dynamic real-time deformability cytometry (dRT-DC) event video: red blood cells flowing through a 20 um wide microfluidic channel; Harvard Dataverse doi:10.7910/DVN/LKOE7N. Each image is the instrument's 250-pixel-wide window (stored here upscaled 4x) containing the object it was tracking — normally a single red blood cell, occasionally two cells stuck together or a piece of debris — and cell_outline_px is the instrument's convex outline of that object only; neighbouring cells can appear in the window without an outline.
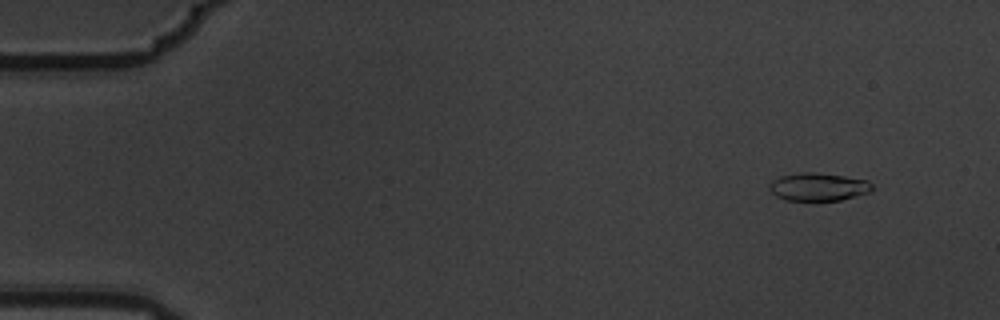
{"species": "common noctule bat (a hibernating species)", "species_latin": "Nyctalus noctula", "temperature_condition": "warm", "stored_images_in_passage": 14, "camera_frame_rate_fps": 3000, "um_per_image_px": 0.085, "animal": {"sex": "male", "body_mass_g": 19.5, "forearm_length_mm": 54.6}, "frame": {"image": 1, "passage_image": 1, "time_ms": 0.0, "image_size_px": [1000, 320], "cell_outline_px": [[872, 192], [840, 200], [784, 200], [776, 196], [768, 188], [768, 184], [772, 180], [780, 176], [800, 172], [816, 172], [844, 176], [868, 180], [872, 184]], "centroid_in_image_um": [69.55, 15.87], "position_along_channel_um": 15.5, "area_um2": 16.88}}
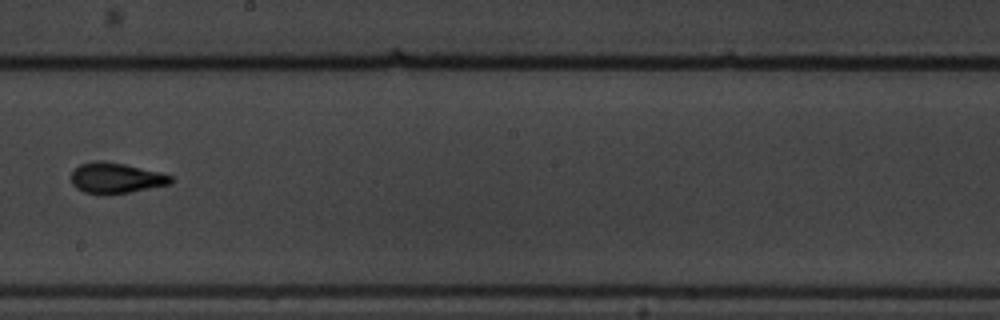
{"frame": {"image": 2, "passage_image": 8, "time_ms": 2.333, "image_size_px": [1000, 320], "cell_outline_px": [[172, 184], [128, 192], [104, 196], [84, 192], [76, 188], [72, 184], [72, 172], [80, 164], [96, 160], [100, 160], [124, 164], [160, 172], [172, 176]], "centroid_in_image_um": [9.84, 15.15], "position_along_channel_um": 238.4, "area_um2": 17.86}}
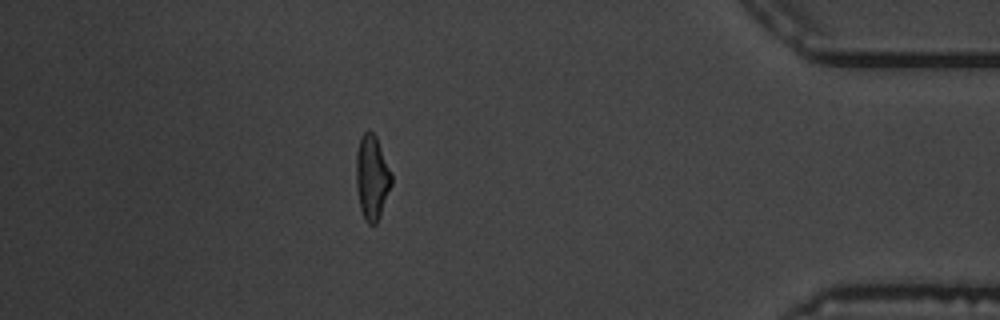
{"frame": {"image": 3, "passage_image": 13, "time_ms": 4.0, "image_size_px": [1000, 320], "cell_outline_px": [[392, 184], [380, 216], [376, 224], [368, 224], [364, 220], [360, 208], [356, 184], [356, 152], [360, 136], [368, 128], [376, 136], [392, 172]], "centroid_in_image_um": [31.62, 15.06], "position_along_channel_um": 403.6, "area_um2": 17.69}}